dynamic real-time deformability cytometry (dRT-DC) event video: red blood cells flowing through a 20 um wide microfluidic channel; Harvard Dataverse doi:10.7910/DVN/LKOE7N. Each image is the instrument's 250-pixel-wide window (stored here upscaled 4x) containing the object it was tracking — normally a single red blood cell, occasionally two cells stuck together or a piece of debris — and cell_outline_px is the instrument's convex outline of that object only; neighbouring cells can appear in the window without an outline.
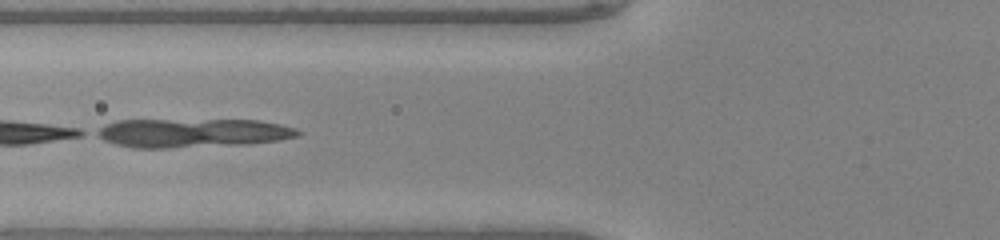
{"species": "common noctule bat (a hibernating species)", "species_latin": "Nyctalus noctula", "temperature_condition": "warm", "stored_images_in_passage": 24, "camera_frame_rate_fps": 3000, "um_per_image_px": 0.085, "animal": {"sex": "male", "body_mass_g": 20.0, "forearm_length_mm": 53.3}, "frame": {"image": 1, "passage_image": 21, "time_ms": 6.667, "image_size_px": [1000, 240], "cell_outline_px": [[292, 132], [284, 136], [260, 140], [176, 144], [132, 144], [116, 140], [104, 136], [104, 132], [108, 128], [116, 124], [140, 120], [236, 120], [268, 124], [284, 128]], "centroid_in_image_um": [16.31, 11.19], "position_along_channel_um": 109.5, "area_um2": 26.3}}